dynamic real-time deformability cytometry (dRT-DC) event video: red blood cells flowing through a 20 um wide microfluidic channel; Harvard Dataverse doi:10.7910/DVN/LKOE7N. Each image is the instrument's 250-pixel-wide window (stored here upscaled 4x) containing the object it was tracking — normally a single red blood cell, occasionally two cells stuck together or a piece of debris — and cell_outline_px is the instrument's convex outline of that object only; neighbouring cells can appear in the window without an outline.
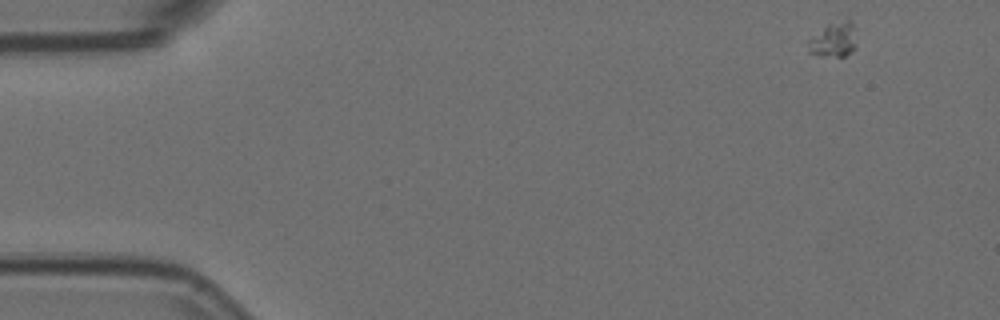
{"species": "Egyptian fruit bat (a non-hibernating species)", "species_latin": "Rousettus aegyptiacus", "temperature_condition": "room temperature", "stored_images_in_passage": 4, "camera_frame_rate_fps": 3000, "um_per_image_px": 0.085, "animal": {"sex": "female"}, "frame": {"image": 1, "passage_image": 1, "time_ms": 0.0, "image_size_px": [1000, 320], "cell_outline_px": [[856, 44], [852, 52], [844, 56], [836, 56], [808, 52], [808, 40], [812, 36], [828, 24], [848, 16], [852, 20], [856, 28]], "centroid_in_image_um": [70.94, 3.29], "position_along_channel_um": 14.1, "area_um2": 10.0}}